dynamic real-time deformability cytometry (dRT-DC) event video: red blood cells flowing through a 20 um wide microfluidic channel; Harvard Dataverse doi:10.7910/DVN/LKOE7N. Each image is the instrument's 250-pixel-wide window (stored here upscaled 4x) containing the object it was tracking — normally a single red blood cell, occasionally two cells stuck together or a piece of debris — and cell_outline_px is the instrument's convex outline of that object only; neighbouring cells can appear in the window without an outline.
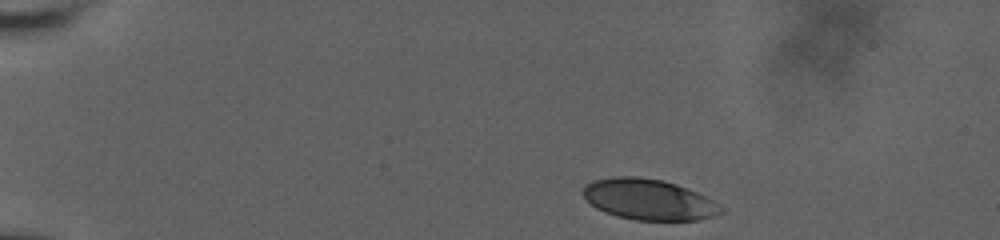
{"species": "human", "species_latin": "Homo sapiens", "temperature_condition": "room temperature", "stored_images_in_passage": 32, "camera_frame_rate_fps": 3000, "um_per_image_px": 0.085, "donor": {"sex": "male"}, "frame": {"image": 1, "passage_image": 1, "time_ms": 0.0, "image_size_px": [1000, 240], "cell_outline_px": [[724, 212], [716, 216], [696, 220], [636, 220], [616, 216], [604, 212], [596, 208], [580, 192], [584, 184], [592, 180], [612, 176], [636, 176], [664, 180], [676, 184], [696, 192], [712, 200], [724, 208]], "centroid_in_image_um": [55.11, 16.95], "position_along_channel_um": 29.9, "area_um2": 33.06}}
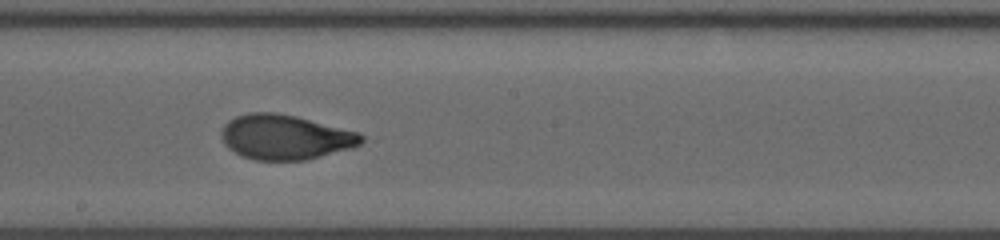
{"frame": {"image": 2, "passage_image": 18, "time_ms": 8.0, "image_size_px": [1000, 240], "cell_outline_px": [[364, 140], [360, 144], [352, 148], [308, 160], [256, 160], [244, 156], [228, 148], [224, 144], [220, 136], [220, 132], [224, 124], [228, 120], [236, 116], [248, 112], [276, 112], [296, 116], [360, 132], [364, 136]], "centroid_in_image_um": [24.25, 11.65], "position_along_channel_um": 224.0, "area_um2": 36.88}}
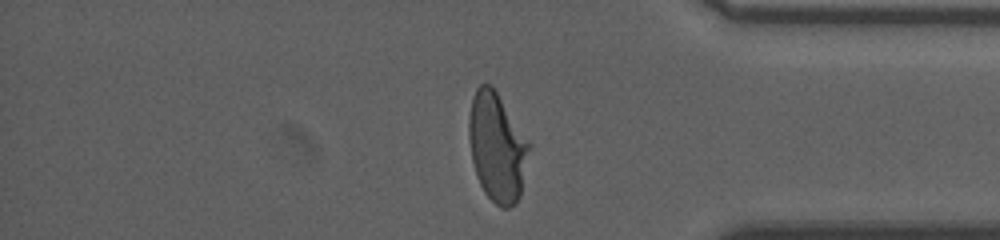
{"frame": {"image": 3, "passage_image": 30, "time_ms": 13.0, "image_size_px": [1000, 240], "cell_outline_px": [[532, 148], [520, 196], [516, 204], [508, 208], [500, 208], [484, 192], [476, 176], [472, 160], [468, 136], [468, 116], [472, 96], [476, 88], [484, 80], [492, 84], [532, 144]], "centroid_in_image_um": [42.27, 12.47], "position_along_channel_um": 392.9, "area_um2": 39.25}, "authors_computed_cell_mechanics": {"area_um2": 36.2984, "velocity_mm_per_s": 3.6426, "shape_relaxation_time_tau1_ms": 5.4962, "shape_relaxation_time_tau2_ms": 0.77, "deformation_change_tau1": 0.209, "deformation_change_tau2": 0.0618}}